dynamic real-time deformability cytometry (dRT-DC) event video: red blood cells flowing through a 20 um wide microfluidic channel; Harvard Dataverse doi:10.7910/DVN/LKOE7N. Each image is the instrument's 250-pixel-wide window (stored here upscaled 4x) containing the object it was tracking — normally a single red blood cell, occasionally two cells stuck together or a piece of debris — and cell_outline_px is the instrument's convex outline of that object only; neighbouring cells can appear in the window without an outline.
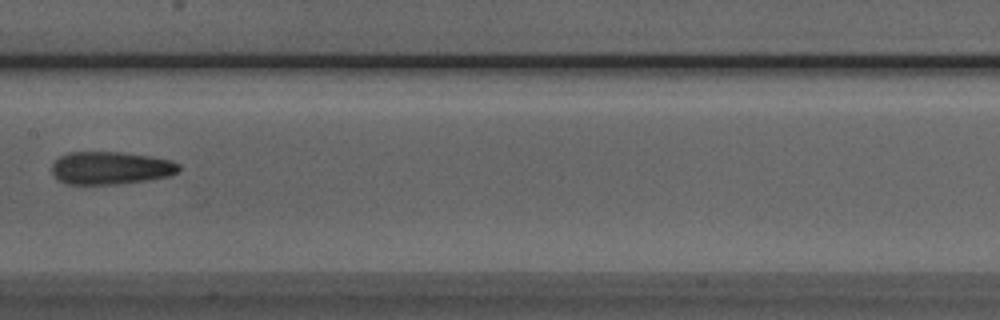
{"species": "Egyptian fruit bat (a non-hibernating species)", "species_latin": "Rousettus aegyptiacus", "temperature_condition": "room temperature", "stored_images_in_passage": 6, "camera_frame_rate_fps": 3000, "um_per_image_px": 0.085, "animal": {"sex": "male"}, "frame": {"image": 1, "passage_image": 6, "time_ms": 5.667, "image_size_px": [1000, 320], "cell_outline_px": [[180, 168], [176, 172], [168, 176], [144, 180], [116, 184], [68, 184], [56, 180], [52, 172], [52, 164], [60, 156], [68, 152], [120, 152], [152, 156], [172, 160], [180, 164]], "centroid_in_image_um": [9.38, 14.27], "position_along_channel_um": 198.0, "area_um2": 24.28}}